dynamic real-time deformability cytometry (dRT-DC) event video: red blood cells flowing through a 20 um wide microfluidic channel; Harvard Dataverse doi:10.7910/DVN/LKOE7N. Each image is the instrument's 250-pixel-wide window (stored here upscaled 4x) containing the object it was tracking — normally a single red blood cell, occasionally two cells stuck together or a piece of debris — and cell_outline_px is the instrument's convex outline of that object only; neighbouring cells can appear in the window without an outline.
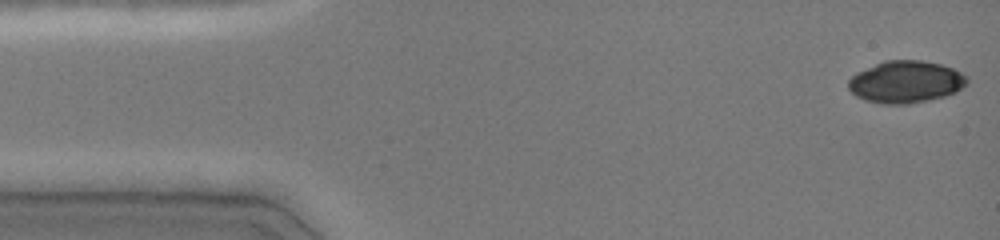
{"species": "common noctule bat (a hibernating species)", "species_latin": "Nyctalus noctula", "temperature_condition": "cold", "stored_images_in_passage": 46, "camera_frame_rate_fps": 3000, "um_per_image_px": 0.085, "animal": {"sex": "female", "body_mass_g": 19.0, "forearm_length_mm": 51.5}, "frame": {"image": 1, "passage_image": 1, "time_ms": 0.0, "image_size_px": [1000, 240], "cell_outline_px": [[968, 84], [956, 92], [944, 96], [928, 100], [908, 104], [884, 104], [864, 100], [856, 96], [848, 88], [848, 80], [856, 72], [884, 60], [920, 60], [940, 64], [952, 68], [968, 76]], "centroid_in_image_um": [76.99, 6.96], "position_along_channel_um": 8.0, "area_um2": 29.25}}
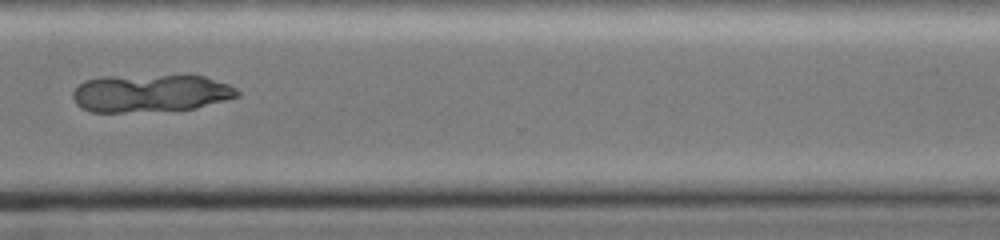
{"frame": {"image": 2, "passage_image": 35, "time_ms": 11.333, "image_size_px": [1000, 240], "cell_outline_px": [[240, 96], [196, 108], [124, 112], [92, 112], [80, 108], [76, 104], [72, 96], [72, 92], [84, 80], [100, 76], [204, 76], [228, 84], [236, 88], [240, 92]], "centroid_in_image_um": [12.76, 7.92], "position_along_channel_um": 357.8, "area_um2": 36.01}}
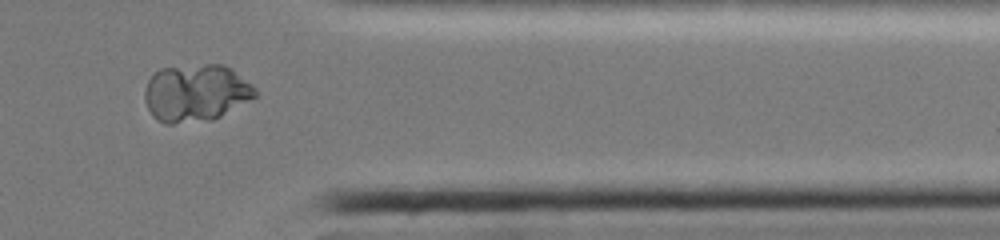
{"frame": {"image": 3, "passage_image": 38, "time_ms": 12.333, "image_size_px": [1000, 240], "cell_outline_px": [[256, 96], [220, 116], [212, 120], [172, 124], [164, 124], [156, 120], [152, 116], [144, 100], [144, 88], [152, 72], [160, 68], [208, 64], [224, 64], [252, 84], [256, 88]], "centroid_in_image_um": [16.59, 7.9], "position_along_channel_um": 394.8, "area_um2": 37.11}}